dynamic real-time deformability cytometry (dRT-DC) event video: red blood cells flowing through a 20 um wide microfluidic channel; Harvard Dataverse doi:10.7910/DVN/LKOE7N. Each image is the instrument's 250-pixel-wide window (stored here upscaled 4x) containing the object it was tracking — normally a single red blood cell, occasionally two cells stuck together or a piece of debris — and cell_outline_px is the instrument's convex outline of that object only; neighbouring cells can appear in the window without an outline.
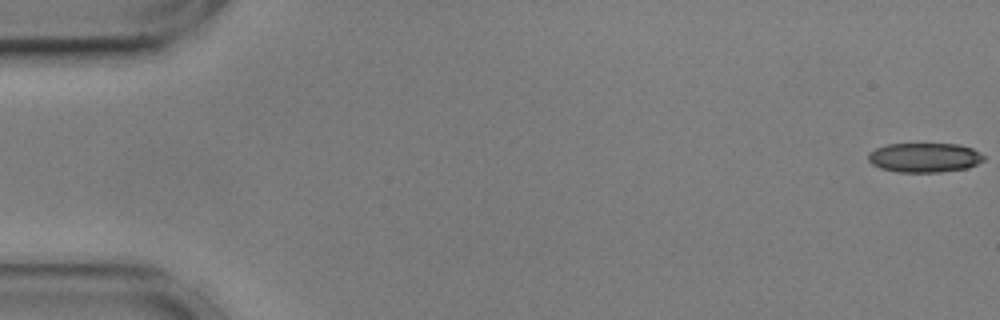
{"species": "common noctule bat (a hibernating species)", "species_latin": "Nyctalus noctula", "temperature_condition": "cold", "stored_images_in_passage": 16, "camera_frame_rate_fps": 3000, "um_per_image_px": 0.085, "animal": {"sex": "male", "body_mass_g": 17.9, "forearm_length_mm": 54.2}, "frame": {"image": 1, "passage_image": 1, "time_ms": 0.0, "image_size_px": [1000, 320], "cell_outline_px": [[984, 160], [968, 168], [940, 172], [896, 172], [880, 168], [872, 164], [868, 160], [868, 152], [876, 148], [888, 144], [956, 144], [972, 148], [980, 152], [984, 156]], "centroid_in_image_um": [78.57, 13.4], "position_along_channel_um": 6.4, "area_um2": 19.88}}
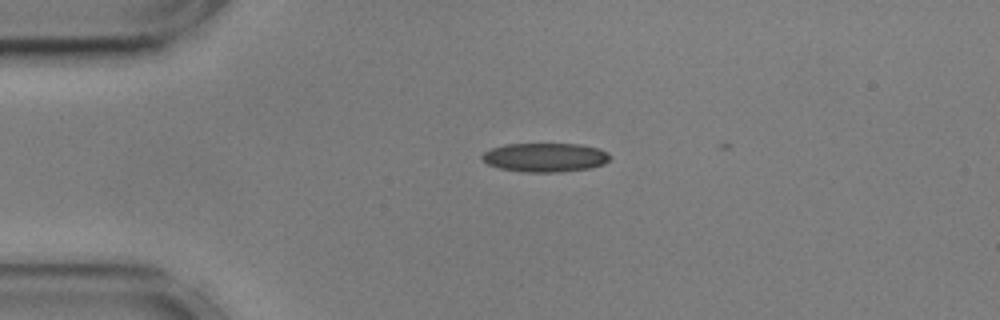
{"frame": {"image": 2, "passage_image": 13, "time_ms": 4.0, "image_size_px": [1000, 320], "cell_outline_px": [[612, 156], [604, 164], [592, 168], [560, 172], [524, 172], [500, 168], [488, 164], [480, 156], [484, 152], [492, 148], [504, 144], [580, 144], [600, 148], [608, 152]], "centroid_in_image_um": [46.38, 13.38], "position_along_channel_um": 38.6, "area_um2": 21.73}}